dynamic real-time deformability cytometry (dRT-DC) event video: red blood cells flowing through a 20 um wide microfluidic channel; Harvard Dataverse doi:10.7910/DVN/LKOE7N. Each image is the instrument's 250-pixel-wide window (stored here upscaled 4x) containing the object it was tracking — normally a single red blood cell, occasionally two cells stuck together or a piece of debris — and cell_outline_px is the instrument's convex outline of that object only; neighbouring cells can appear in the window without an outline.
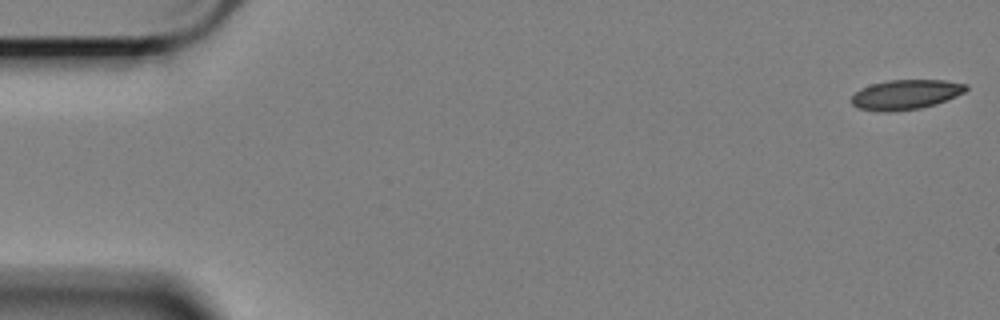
{"species": "Egyptian fruit bat (a non-hibernating species)", "species_latin": "Rousettus aegyptiacus", "temperature_condition": "cold", "stored_images_in_passage": 20, "camera_frame_rate_fps": 3000, "um_per_image_px": 0.085, "animal": {"sex": "female"}, "frame": {"image": 1, "passage_image": 1, "time_ms": 0.0, "image_size_px": [1000, 320], "cell_outline_px": [[968, 88], [964, 92], [956, 96], [936, 104], [920, 108], [888, 112], [860, 108], [852, 104], [852, 96], [860, 88], [872, 84], [888, 80], [944, 80], [968, 84]], "centroid_in_image_um": [77.01, 8.02], "position_along_channel_um": 8.0, "area_um2": 19.71}}
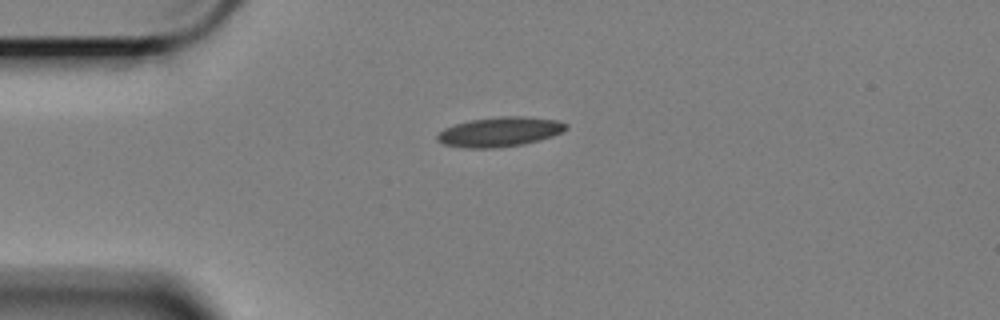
{"frame": {"image": 2, "passage_image": 14, "time_ms": 4.333, "image_size_px": [1000, 320], "cell_outline_px": [[568, 128], [552, 136], [520, 144], [492, 148], [464, 148], [444, 144], [436, 140], [436, 136], [444, 128], [456, 124], [472, 120], [496, 116], [524, 116], [556, 120], [568, 124]], "centroid_in_image_um": [42.45, 11.19], "position_along_channel_um": 42.6, "area_um2": 21.96}}
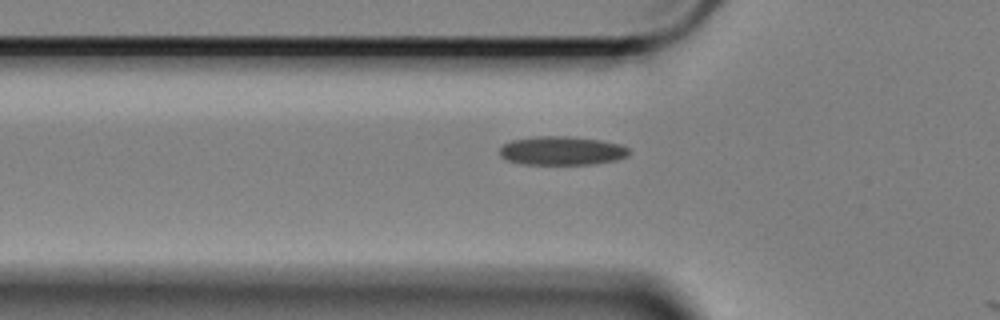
{"frame": {"image": 3, "passage_image": 19, "time_ms": 6.0, "image_size_px": [1000, 320], "cell_outline_px": [[628, 156], [616, 160], [596, 164], [520, 164], [504, 160], [500, 156], [500, 148], [504, 144], [512, 140], [536, 136], [568, 136], [600, 140], [620, 144], [628, 148]], "centroid_in_image_um": [47.73, 12.82], "position_along_channel_um": 78.1, "area_um2": 21.79}}